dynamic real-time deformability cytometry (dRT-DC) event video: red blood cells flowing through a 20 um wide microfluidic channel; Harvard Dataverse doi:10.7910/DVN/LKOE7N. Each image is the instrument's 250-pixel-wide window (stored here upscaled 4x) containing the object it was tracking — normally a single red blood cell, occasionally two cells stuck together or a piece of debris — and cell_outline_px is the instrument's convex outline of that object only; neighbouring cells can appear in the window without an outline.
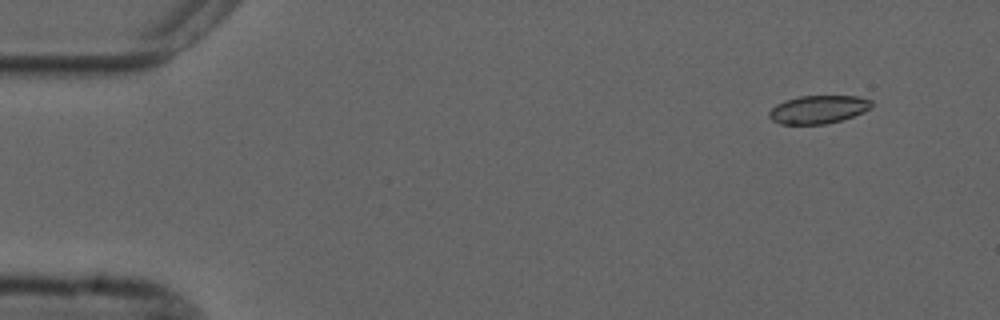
{"species": "common noctule bat (a hibernating species)", "species_latin": "Nyctalus noctula", "temperature_condition": "cold", "stored_images_in_passage": 2, "camera_frame_rate_fps": 3000, "um_per_image_px": 0.085, "animal": {"sex": "male", "forearm_length_mm": 52.5}, "frame": {"image": 1, "passage_image": 2, "time_ms": 2.0, "image_size_px": [1000, 320], "cell_outline_px": [[872, 108], [864, 112], [840, 120], [824, 124], [780, 124], [772, 120], [768, 116], [768, 112], [776, 104], [784, 100], [800, 96], [856, 96], [872, 100]], "centroid_in_image_um": [69.54, 9.3], "position_along_channel_um": 15.5, "area_um2": 16.82}}